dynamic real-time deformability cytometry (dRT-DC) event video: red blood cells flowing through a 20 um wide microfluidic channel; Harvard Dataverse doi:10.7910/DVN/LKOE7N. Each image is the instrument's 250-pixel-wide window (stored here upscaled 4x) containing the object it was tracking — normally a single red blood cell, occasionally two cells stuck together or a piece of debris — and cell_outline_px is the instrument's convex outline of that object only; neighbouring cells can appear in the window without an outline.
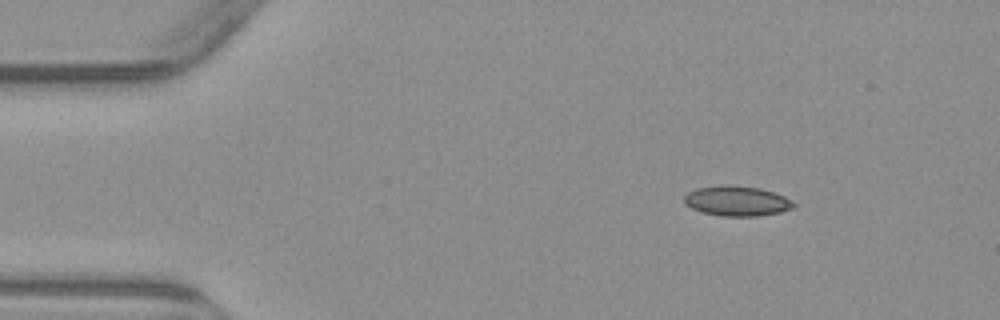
{"species": "common noctule bat (a hibernating species)", "species_latin": "Nyctalus noctula", "temperature_condition": "warm", "stored_images_in_passage": 3, "camera_frame_rate_fps": 3000, "um_per_image_px": 0.085, "animal": {"sex": "male", "body_mass_g": 23.1, "forearm_length_mm": 52.7}, "frame": {"image": 1, "passage_image": 1, "time_ms": 0.0, "image_size_px": [1000, 320], "cell_outline_px": [[796, 204], [792, 208], [780, 212], [756, 216], [720, 216], [700, 212], [684, 204], [684, 196], [688, 192], [696, 188], [720, 184], [728, 184], [760, 188], [784, 196], [792, 200]], "centroid_in_image_um": [62.6, 17.07], "position_along_channel_um": 22.4, "area_um2": 19.36}}